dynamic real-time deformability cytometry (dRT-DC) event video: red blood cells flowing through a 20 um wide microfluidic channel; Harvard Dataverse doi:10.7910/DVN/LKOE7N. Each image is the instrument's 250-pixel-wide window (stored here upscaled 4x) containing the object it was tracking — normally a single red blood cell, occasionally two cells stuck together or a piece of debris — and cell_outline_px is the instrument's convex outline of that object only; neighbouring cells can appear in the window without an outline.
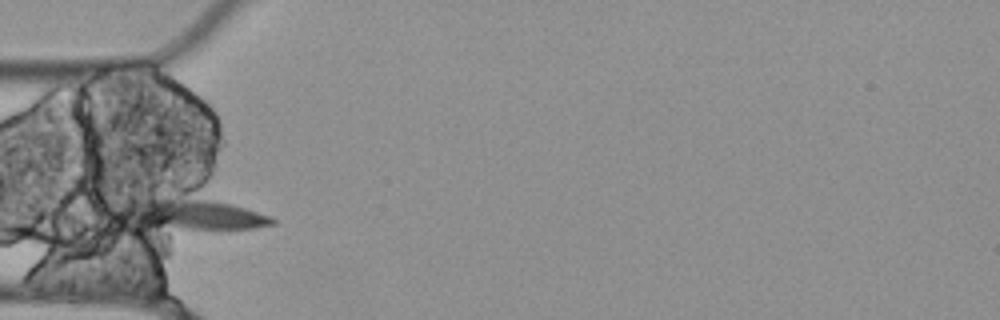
{"species": "Egyptian fruit bat (a non-hibernating species)", "species_latin": "Rousettus aegyptiacus", "temperature_condition": "cold", "stored_images_in_passage": 27, "camera_frame_rate_fps": 3000, "um_per_image_px": 0.085, "animal": {"sex": "female"}, "frame": {"image": 1, "passage_image": 5, "time_ms": 1.333, "image_size_px": [1000, 320], "cell_outline_px": [[276, 224], [256, 228], [148, 236], [120, 220], [116, 208], [116, 204], [124, 200], [208, 200], [228, 204], [244, 208], [268, 216], [276, 220]], "centroid_in_image_um": [15.96, 18.42], "position_along_channel_um": 69.0, "area_um2": 30.58}}